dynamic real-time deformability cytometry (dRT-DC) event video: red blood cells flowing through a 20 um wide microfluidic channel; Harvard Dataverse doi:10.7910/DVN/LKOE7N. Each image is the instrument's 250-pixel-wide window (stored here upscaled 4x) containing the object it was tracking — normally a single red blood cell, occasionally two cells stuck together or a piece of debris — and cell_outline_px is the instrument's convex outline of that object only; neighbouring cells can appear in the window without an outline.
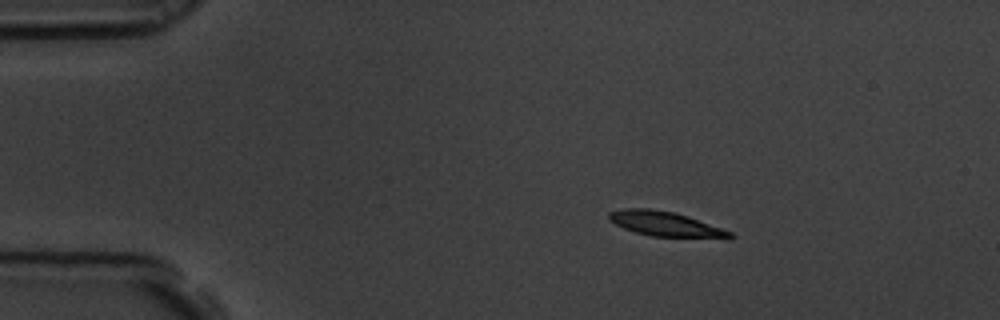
{"species": "common noctule bat (a hibernating species)", "species_latin": "Nyctalus noctula", "temperature_condition": "room temperature", "stored_images_in_passage": 4, "camera_frame_rate_fps": 3000, "um_per_image_px": 0.085, "animal": {"sex": "male", "body_mass_g": 19.5, "forearm_length_mm": 54.6}, "frame": {"image": 1, "passage_image": 2, "time_ms": 0.333, "image_size_px": [1000, 320], "cell_outline_px": [[736, 236], [732, 240], [728, 240], [652, 236], [636, 232], [624, 228], [608, 220], [608, 212], [624, 208], [648, 208], [676, 212], [688, 216], [732, 232]], "centroid_in_image_um": [56.67, 19.07], "position_along_channel_um": 28.3, "area_um2": 18.03}}